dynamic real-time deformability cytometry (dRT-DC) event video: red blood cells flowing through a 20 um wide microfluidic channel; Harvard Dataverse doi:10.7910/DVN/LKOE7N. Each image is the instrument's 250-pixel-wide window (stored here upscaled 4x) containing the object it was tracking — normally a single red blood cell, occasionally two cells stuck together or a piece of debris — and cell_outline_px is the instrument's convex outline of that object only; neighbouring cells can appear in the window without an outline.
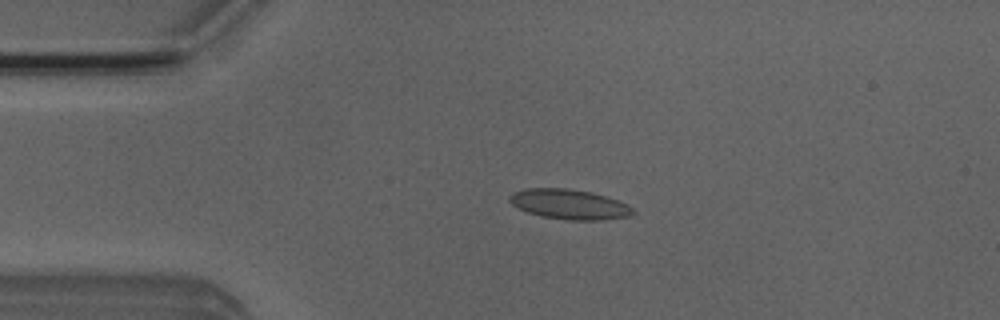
{"species": "Egyptian fruit bat (a non-hibernating species)", "species_latin": "Rousettus aegyptiacus", "temperature_condition": "room temperature", "stored_images_in_passage": 50, "camera_frame_rate_fps": 3000, "um_per_image_px": 0.085, "animal": {"sex": "male"}, "frame": {"image": 1, "passage_image": 10, "time_ms": 3.0, "image_size_px": [1000, 320], "cell_outline_px": [[636, 212], [628, 216], [604, 220], [568, 220], [540, 216], [528, 212], [512, 204], [508, 200], [508, 196], [512, 192], [528, 188], [568, 188], [592, 192], [628, 204]], "centroid_in_image_um": [48.38, 17.36], "position_along_channel_um": 36.6, "area_um2": 21.56}}
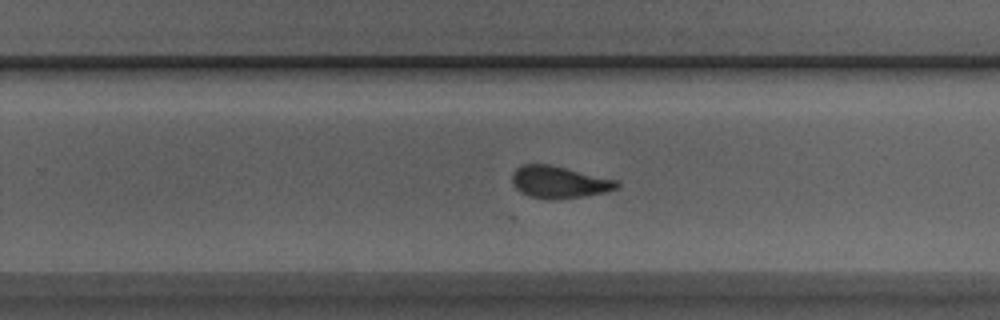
{"frame": {"image": 2, "passage_image": 31, "time_ms": 10.0, "image_size_px": [1000, 320], "cell_outline_px": [[620, 188], [608, 192], [584, 196], [556, 200], [548, 200], [528, 196], [520, 192], [512, 184], [512, 172], [516, 168], [524, 164], [548, 164], [616, 180], [620, 184]], "centroid_in_image_um": [47.51, 15.5], "position_along_channel_um": 282.3, "area_um2": 19.71}}
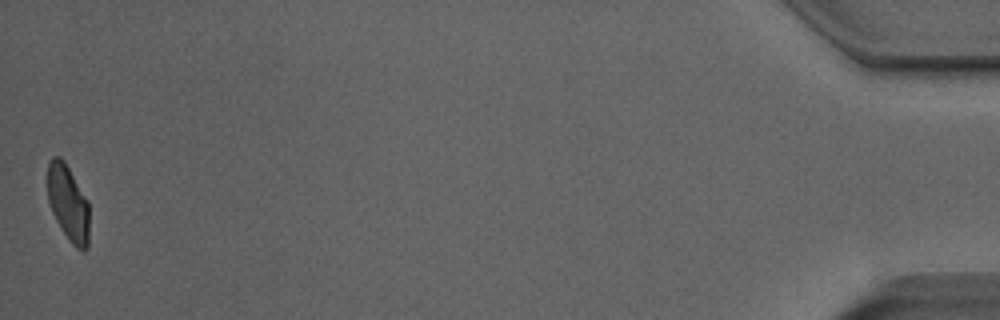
{"frame": {"image": 3, "passage_image": 50, "time_ms": 16.333, "image_size_px": [1000, 320], "cell_outline_px": [[88, 248], [84, 252], [76, 248], [68, 240], [56, 220], [52, 212], [48, 200], [48, 160], [52, 156], [60, 156], [64, 160], [88, 200]], "centroid_in_image_um": [5.79, 17.26], "position_along_channel_um": 429.4, "area_um2": 18.55}, "authors_computed_cell_mechanics": {"area_um2": 20.2589, "velocity_mm_per_s": 3.9507, "shape_relaxation_time_tau1_ms": 5.8458, "shape_relaxation_time_tau2_ms": 1.3642, "deformation_change_tau1": 0.1435, "deformation_change_tau2": 0.0698}}